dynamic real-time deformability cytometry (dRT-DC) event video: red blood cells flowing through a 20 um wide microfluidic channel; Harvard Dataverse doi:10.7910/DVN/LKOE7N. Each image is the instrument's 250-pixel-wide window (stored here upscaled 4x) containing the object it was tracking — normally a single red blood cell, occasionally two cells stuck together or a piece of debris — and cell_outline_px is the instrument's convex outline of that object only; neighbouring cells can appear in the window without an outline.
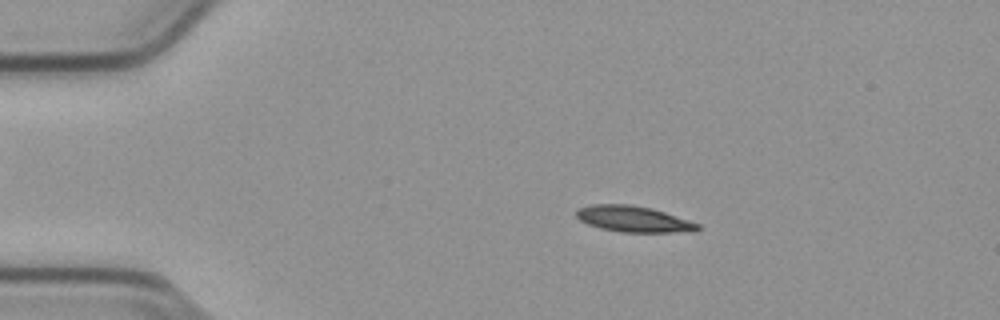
{"species": "common noctule bat (a hibernating species)", "species_latin": "Nyctalus noctula", "temperature_condition": "cold", "stored_images_in_passage": 54, "camera_frame_rate_fps": 3000, "um_per_image_px": 0.085, "animal": {"sex": "male", "body_mass_g": 23.1, "forearm_length_mm": 52.7}, "frame": {"image": 1, "passage_image": 10, "time_ms": 3.0, "image_size_px": [1000, 320], "cell_outline_px": [[700, 228], [696, 232], [620, 232], [600, 228], [588, 224], [580, 220], [576, 216], [576, 208], [588, 204], [632, 204], [652, 208], [700, 224]], "centroid_in_image_um": [53.83, 18.61], "position_along_channel_um": 31.2, "area_um2": 18.61}}
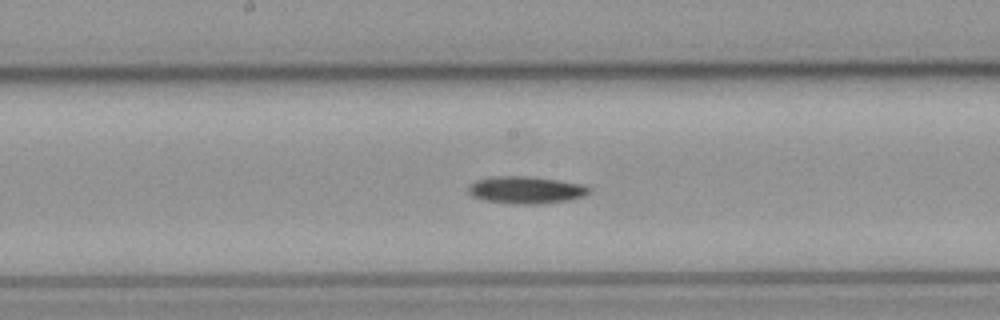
{"frame": {"image": 2, "passage_image": 28, "time_ms": 9.0, "image_size_px": [1000, 320], "cell_outline_px": [[592, 188], [584, 196], [568, 200], [544, 204], [512, 204], [484, 200], [472, 196], [468, 192], [468, 188], [476, 180], [492, 176], [528, 176], [584, 184]], "centroid_in_image_um": [44.71, 16.15], "position_along_channel_um": 203.5, "area_um2": 19.25}}
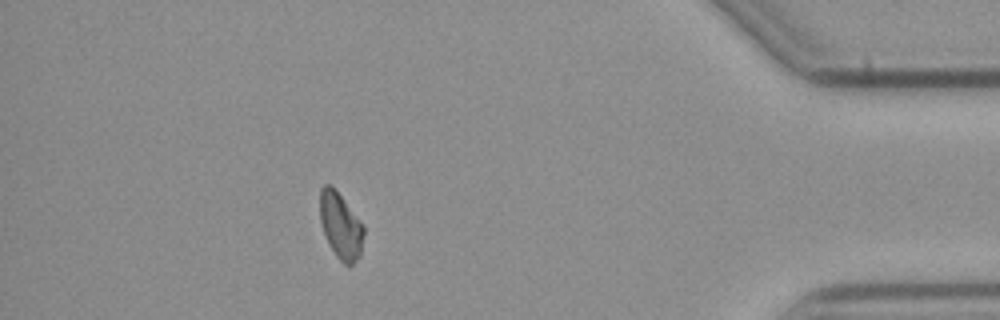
{"frame": {"image": 3, "passage_image": 48, "time_ms": 15.667, "image_size_px": [1000, 320], "cell_outline_px": [[364, 232], [360, 256], [352, 264], [344, 264], [336, 256], [324, 232], [320, 220], [320, 188], [324, 184], [328, 184], [340, 196], [364, 224]], "centroid_in_image_um": [28.97, 19.2], "position_along_channel_um": 406.2, "area_um2": 16.47}, "authors_computed_cell_mechanics": {"area_um2": 17.8602, "velocity_mm_per_s": 3.7831, "shape_relaxation_time_tau1_ms": 8.3984, "shape_relaxation_time_tau2_ms": null, "deformation_change_tau1": 0.1578, "deformation_change_tau2": null}}